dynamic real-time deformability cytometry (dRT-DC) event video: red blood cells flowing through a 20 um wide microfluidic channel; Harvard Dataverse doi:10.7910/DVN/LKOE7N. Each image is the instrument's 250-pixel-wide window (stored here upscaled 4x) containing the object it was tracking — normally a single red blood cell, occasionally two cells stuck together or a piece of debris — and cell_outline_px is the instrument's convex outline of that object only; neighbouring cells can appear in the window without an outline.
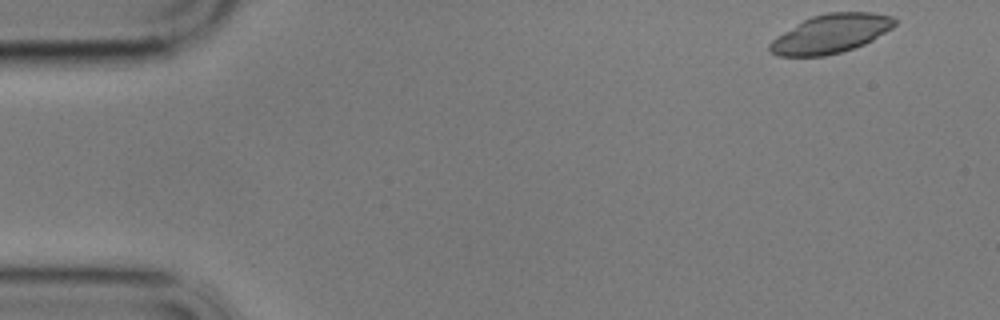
{"species": "common noctule bat (a hibernating species)", "species_latin": "Nyctalus noctula", "temperature_condition": "cold", "stored_images_in_passage": 58, "camera_frame_rate_fps": 3000, "um_per_image_px": 0.085, "animal": {"sex": "male", "body_mass_g": 17.9}, "frame": {"image": 1, "passage_image": 1, "time_ms": 0.0, "image_size_px": [1000, 320], "cell_outline_px": [[896, 24], [892, 28], [872, 40], [864, 44], [840, 52], [824, 56], [776, 56], [768, 48], [768, 44], [776, 36], [796, 24], [812, 16], [828, 12], [872, 12], [892, 16], [896, 20]], "centroid_in_image_um": [70.61, 2.86], "position_along_channel_um": 14.4, "area_um2": 28.15}}